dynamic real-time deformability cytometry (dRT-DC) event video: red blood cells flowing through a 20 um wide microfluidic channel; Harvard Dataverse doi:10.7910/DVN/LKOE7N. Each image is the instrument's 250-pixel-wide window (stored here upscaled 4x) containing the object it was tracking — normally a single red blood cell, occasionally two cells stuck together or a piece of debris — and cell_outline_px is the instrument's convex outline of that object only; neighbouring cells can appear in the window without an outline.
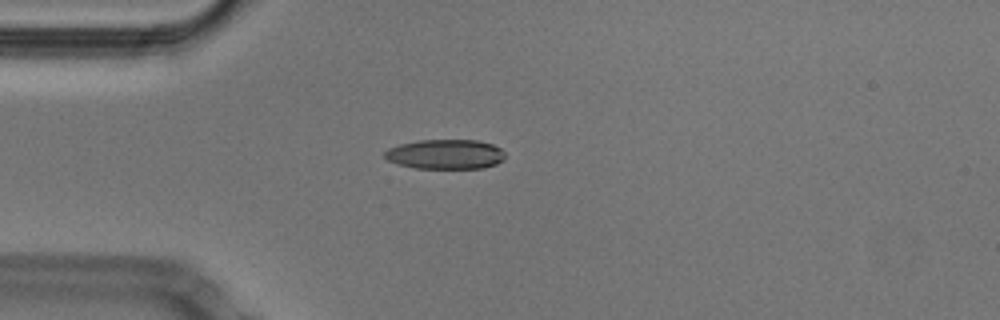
{"species": "Egyptian fruit bat (a non-hibernating species)", "species_latin": "Rousettus aegyptiacus", "temperature_condition": "cold", "stored_images_in_passage": 40, "camera_frame_rate_fps": 3000, "um_per_image_px": 0.085, "animal": {"sex": "male"}, "frame": {"image": 1, "passage_image": 1, "time_ms": 0.0, "image_size_px": [1000, 320], "cell_outline_px": [[504, 160], [496, 164], [484, 168], [416, 168], [400, 164], [388, 160], [384, 156], [384, 152], [388, 148], [400, 144], [420, 140], [476, 140], [492, 144], [500, 148], [504, 152]], "centroid_in_image_um": [37.88, 13.11], "position_along_channel_um": 47.1, "area_um2": 20.75}}
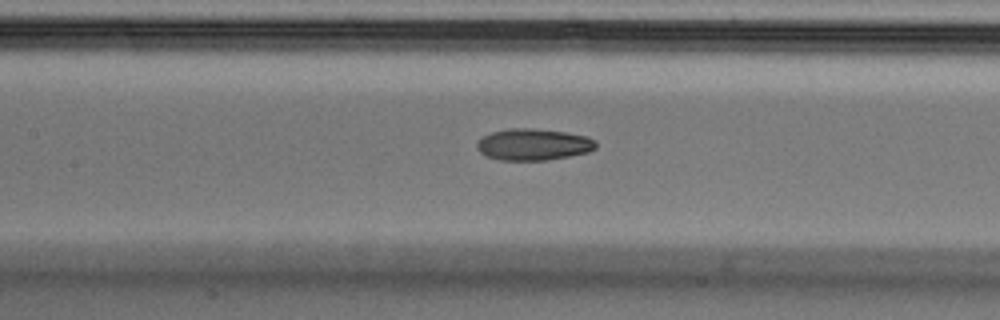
{"frame": {"image": 2, "passage_image": 11, "time_ms": 3.333, "image_size_px": [1000, 320], "cell_outline_px": [[596, 148], [588, 152], [548, 160], [500, 160], [488, 156], [480, 152], [476, 148], [476, 144], [484, 136], [492, 132], [508, 128], [532, 128], [568, 132], [588, 136], [596, 140]], "centroid_in_image_um": [45.37, 12.27], "position_along_channel_um": 162.0, "area_um2": 21.96}}
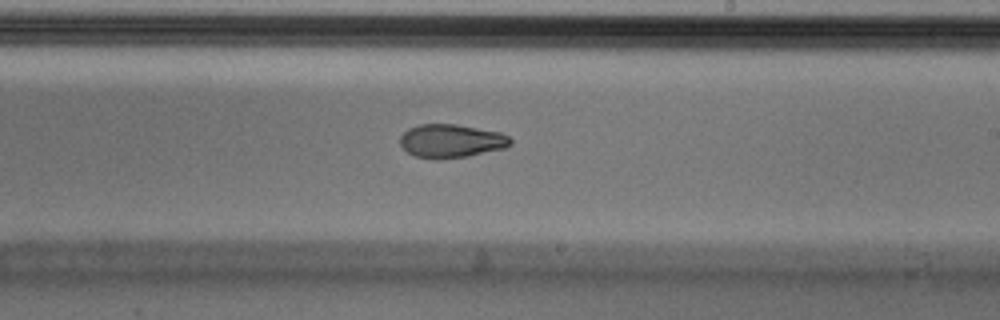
{"frame": {"image": 3, "passage_image": 18, "time_ms": 5.667, "image_size_px": [1000, 320], "cell_outline_px": [[512, 144], [504, 148], [468, 156], [436, 160], [416, 156], [408, 152], [400, 144], [400, 136], [408, 128], [420, 124], [456, 124], [500, 132], [508, 136], [512, 140]], "centroid_in_image_um": [38.35, 11.98], "position_along_channel_um": 250.7, "area_um2": 21.56}, "authors_computed_cell_mechanics": {"area_um2": 21.9929, "velocity_mm_per_s": 3.8153, "shape_relaxation_time_tau1_ms": 5.518, "shape_relaxation_time_tau2_ms": 11.0959, "deformation_change_tau1": 0.1555, "deformation_change_tau2": 0.1732}}